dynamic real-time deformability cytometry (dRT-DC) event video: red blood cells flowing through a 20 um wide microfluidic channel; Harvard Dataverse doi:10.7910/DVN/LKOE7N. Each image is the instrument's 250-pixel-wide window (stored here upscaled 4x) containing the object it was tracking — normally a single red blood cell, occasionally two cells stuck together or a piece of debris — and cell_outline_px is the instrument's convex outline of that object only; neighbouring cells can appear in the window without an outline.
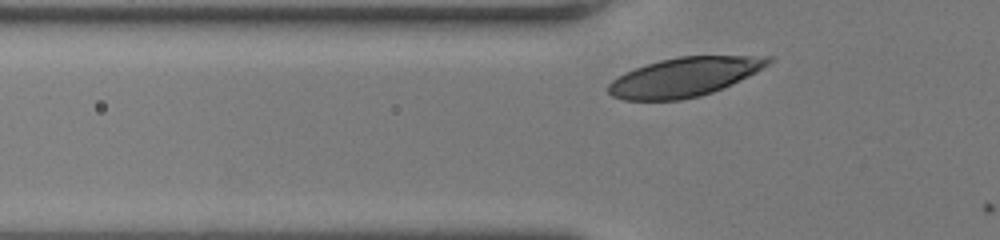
{"species": "human", "species_latin": "Homo sapiens", "temperature_condition": "room temperature", "stored_images_in_passage": 31, "camera_frame_rate_fps": 3000, "um_per_image_px": 0.085, "donor": {"sex": "female"}, "frame": {"image": 1, "passage_image": 3, "time_ms": 0.667, "image_size_px": [1000, 240], "cell_outline_px": [[772, 60], [768, 64], [756, 72], [732, 84], [712, 92], [700, 96], [680, 100], [624, 100], [612, 96], [608, 92], [608, 84], [612, 80], [624, 72], [660, 60], [680, 56], [772, 56]], "centroid_in_image_um": [58.15, 6.55], "position_along_channel_um": 67.6, "area_um2": 36.18}}
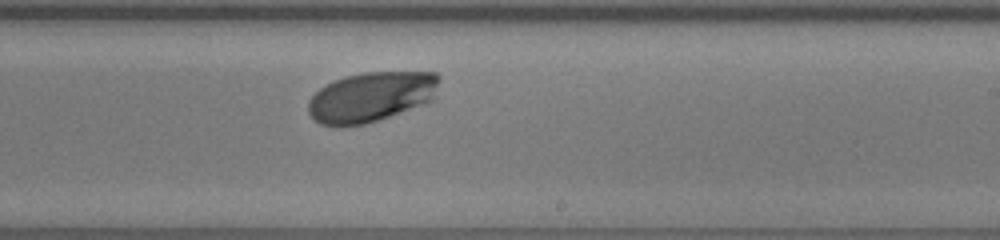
{"frame": {"image": 2, "passage_image": 19, "time_ms": 6.0, "image_size_px": [1000, 240], "cell_outline_px": [[440, 80], [432, 100], [424, 104], [364, 124], [340, 128], [320, 124], [308, 112], [308, 100], [320, 88], [344, 76], [364, 72], [436, 72], [440, 76]], "centroid_in_image_um": [31.53, 8.24], "position_along_channel_um": 257.5, "area_um2": 38.15}}
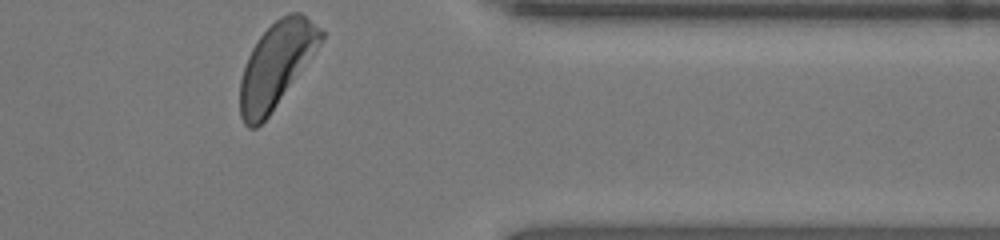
{"frame": {"image": 3, "passage_image": 31, "time_ms": 10.0, "image_size_px": [1000, 240], "cell_outline_px": [[324, 36], [320, 44], [268, 116], [256, 128], [248, 128], [244, 124], [240, 116], [240, 80], [248, 56], [252, 48], [260, 36], [280, 16], [288, 12], [300, 12], [320, 28], [324, 32]], "centroid_in_image_um": [23.46, 5.51], "position_along_channel_um": 387.9, "area_um2": 39.07}, "authors_computed_cell_mechanics": {"area_um2": 37.6856, "velocity_mm_per_s": 3.5996, "shape_relaxation_time_tau1_ms": 2.2454, "shape_relaxation_time_tau2_ms": null, "deformation_change_tau1": 0.1436, "deformation_change_tau2": null}}